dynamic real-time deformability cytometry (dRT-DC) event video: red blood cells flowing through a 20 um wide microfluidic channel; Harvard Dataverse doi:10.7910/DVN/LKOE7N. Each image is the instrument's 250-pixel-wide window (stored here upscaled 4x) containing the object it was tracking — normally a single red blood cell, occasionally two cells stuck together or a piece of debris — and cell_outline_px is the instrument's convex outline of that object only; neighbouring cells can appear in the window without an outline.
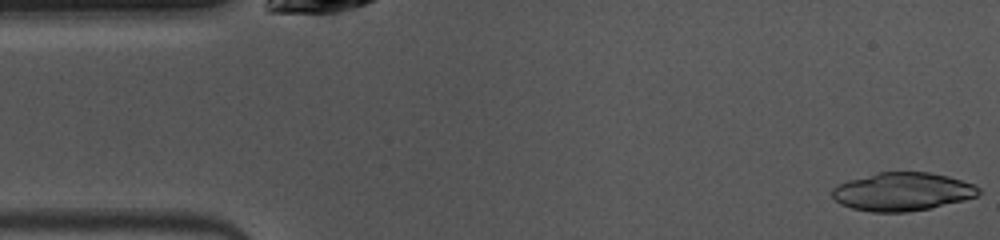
{"species": "common noctule bat (a hibernating species)", "species_latin": "Nyctalus noctula", "temperature_condition": "warm", "stored_images_in_passage": 47, "camera_frame_rate_fps": 3000, "um_per_image_px": 0.085, "animal": {"sex": "female", "body_mass_g": 10.0, "forearm_length_mm": 53.1}, "frame": {"image": 1, "passage_image": 1, "time_ms": 0.0, "image_size_px": [1000, 240], "cell_outline_px": [[980, 192], [976, 196], [964, 200], [928, 208], [908, 212], [872, 212], [852, 208], [840, 204], [832, 196], [832, 188], [836, 184], [848, 180], [876, 172], [928, 172], [948, 176], [972, 184], [980, 188]], "centroid_in_image_um": [76.66, 16.29], "position_along_channel_um": 8.3, "area_um2": 32.6}}